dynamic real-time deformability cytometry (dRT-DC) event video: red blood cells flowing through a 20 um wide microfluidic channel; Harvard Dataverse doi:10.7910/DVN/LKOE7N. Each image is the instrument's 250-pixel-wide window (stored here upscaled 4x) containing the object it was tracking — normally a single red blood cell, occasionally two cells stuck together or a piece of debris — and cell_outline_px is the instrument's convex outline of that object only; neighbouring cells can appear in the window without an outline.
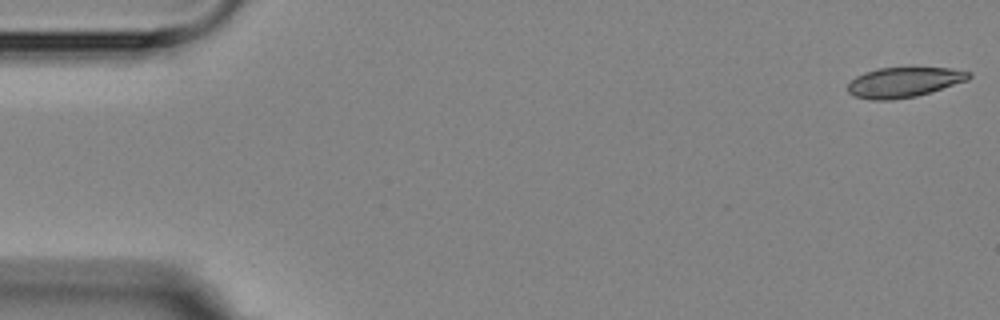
{"species": "Egyptian fruit bat (a non-hibernating species)", "species_latin": "Rousettus aegyptiacus", "temperature_condition": "room temperature", "stored_images_in_passage": 5, "camera_frame_rate_fps": 3000, "um_per_image_px": 0.085, "animal": {"sex": "female"}, "frame": {"image": 1, "passage_image": 1, "time_ms": 0.0, "image_size_px": [1000, 320], "cell_outline_px": [[972, 76], [968, 80], [916, 96], [892, 100], [872, 100], [852, 96], [848, 92], [848, 84], [856, 76], [864, 72], [880, 68], [912, 64], [948, 68], [972, 72]], "centroid_in_image_um": [76.85, 6.94], "position_along_channel_um": 8.2, "area_um2": 22.08}}
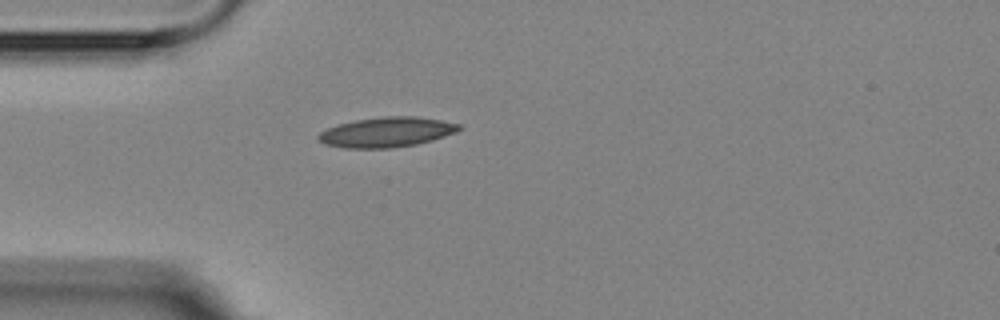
{"frame": {"image": 2, "passage_image": 5, "time_ms": 4.667, "image_size_px": [1000, 320], "cell_outline_px": [[464, 128], [456, 132], [432, 140], [416, 144], [388, 148], [344, 148], [324, 144], [316, 140], [316, 136], [320, 132], [328, 128], [340, 124], [356, 120], [384, 116], [416, 116], [440, 120], [460, 124]], "centroid_in_image_um": [32.85, 11.23], "position_along_channel_um": 52.1, "area_um2": 24.57}}